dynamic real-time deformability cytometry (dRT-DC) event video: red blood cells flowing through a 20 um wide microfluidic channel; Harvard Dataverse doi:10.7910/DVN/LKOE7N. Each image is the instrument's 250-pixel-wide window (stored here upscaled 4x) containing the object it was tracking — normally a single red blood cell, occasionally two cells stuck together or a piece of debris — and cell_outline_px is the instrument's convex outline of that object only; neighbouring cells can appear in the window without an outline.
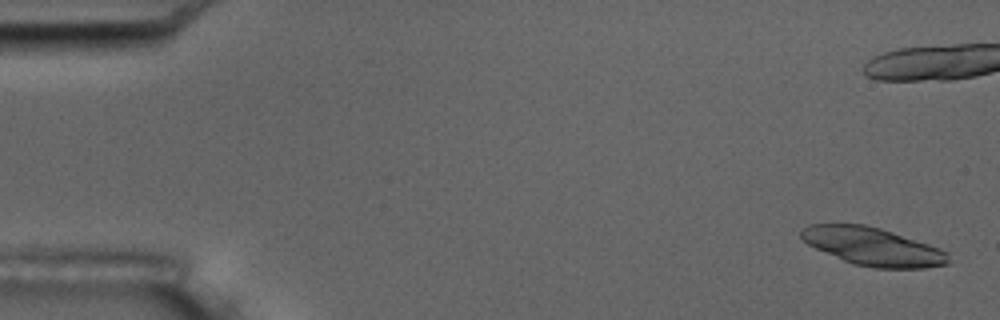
{"species": "common noctule bat (a hibernating species)", "species_latin": "Nyctalus noctula", "temperature_condition": "room temperature", "stored_images_in_passage": 7, "camera_frame_rate_fps": 3000, "um_per_image_px": 0.085, "animal": {"sex": "male", "body_mass_g": 17.5, "forearm_length_mm": 52.3}, "frame": {"image": 1, "passage_image": 1, "time_ms": 0.0, "image_size_px": [1000, 320], "cell_outline_px": [[948, 264], [924, 268], [876, 268], [852, 264], [816, 248], [808, 244], [800, 236], [800, 228], [808, 224], [864, 224], [880, 228], [928, 244], [948, 252]], "centroid_in_image_um": [74.16, 20.95], "position_along_channel_um": 10.8, "area_um2": 32.37}}